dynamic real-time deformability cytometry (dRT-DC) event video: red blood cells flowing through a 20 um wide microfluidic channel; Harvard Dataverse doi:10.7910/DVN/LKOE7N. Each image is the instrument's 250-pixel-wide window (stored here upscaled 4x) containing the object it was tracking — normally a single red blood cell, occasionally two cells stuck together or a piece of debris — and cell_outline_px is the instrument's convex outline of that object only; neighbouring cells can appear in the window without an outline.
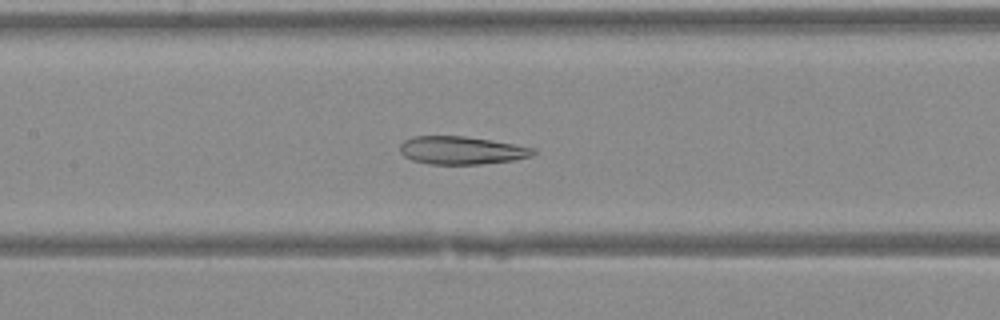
{"species": "Egyptian fruit bat (a non-hibernating species)", "species_latin": "Rousettus aegyptiacus", "temperature_condition": "warm", "stored_images_in_passage": 42, "camera_frame_rate_fps": 3000, "um_per_image_px": 0.085, "animal": {"sex": "female"}, "frame": {"image": 1, "passage_image": 21, "time_ms": 6.667, "image_size_px": [1000, 320], "cell_outline_px": [[536, 152], [532, 156], [512, 160], [480, 164], [428, 164], [412, 160], [404, 156], [400, 152], [400, 144], [404, 140], [412, 136], [464, 136], [536, 148]], "centroid_in_image_um": [39.19, 12.78], "position_along_channel_um": 168.2, "area_um2": 21.62}}
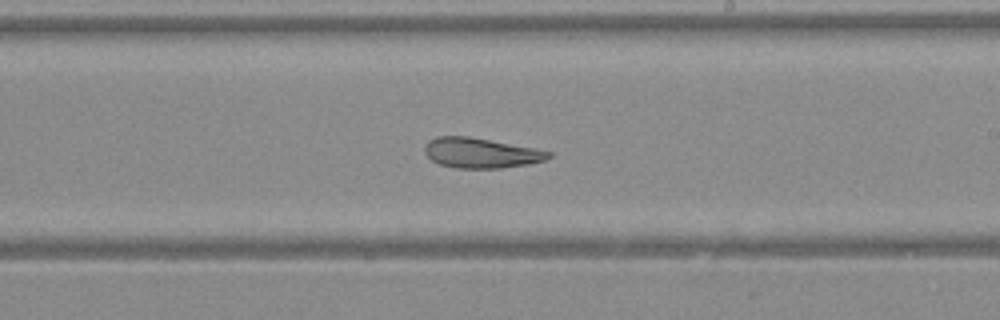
{"frame": {"image": 2, "passage_image": 26, "time_ms": 8.333, "image_size_px": [1000, 320], "cell_outline_px": [[552, 156], [544, 160], [528, 164], [500, 168], [456, 168], [440, 164], [432, 160], [424, 152], [424, 148], [428, 140], [436, 136], [468, 136], [532, 148], [552, 152]], "centroid_in_image_um": [40.83, 13.0], "position_along_channel_um": 248.2, "area_um2": 21.5}}
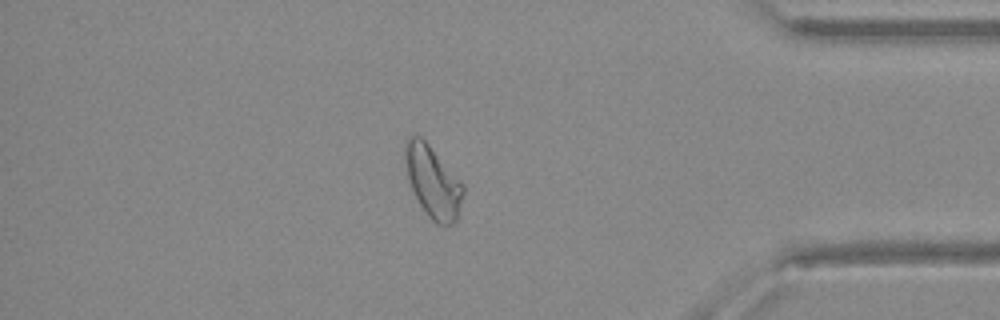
{"frame": {"image": 3, "passage_image": 37, "time_ms": 12.0, "image_size_px": [1000, 320], "cell_outline_px": [[464, 192], [456, 220], [452, 224], [436, 224], [428, 216], [412, 192], [408, 180], [404, 160], [404, 144], [408, 136], [420, 136], [428, 144], [464, 184]], "centroid_in_image_um": [36.77, 15.44], "position_along_channel_um": 398.4, "area_um2": 24.22}}